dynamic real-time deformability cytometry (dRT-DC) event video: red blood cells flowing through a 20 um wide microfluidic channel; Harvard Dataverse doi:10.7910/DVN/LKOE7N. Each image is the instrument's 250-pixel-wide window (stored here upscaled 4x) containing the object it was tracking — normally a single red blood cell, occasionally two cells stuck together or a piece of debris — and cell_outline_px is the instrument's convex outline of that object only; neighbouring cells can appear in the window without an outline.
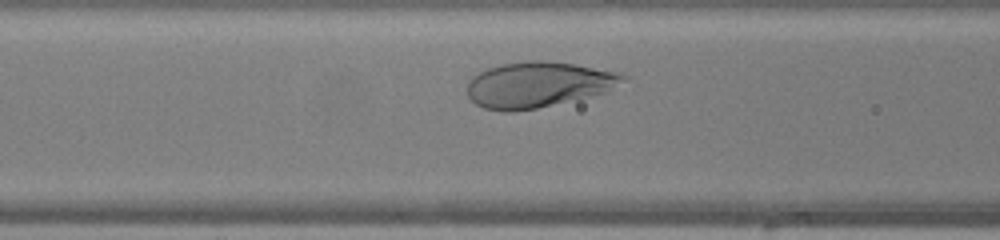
{"species": "human", "species_latin": "Homo sapiens", "temperature_condition": "warm", "stored_images_in_passage": 23, "camera_frame_rate_fps": 3000, "um_per_image_px": 0.085, "donor": {"sex": "female"}, "frame": {"image": 1, "passage_image": 9, "time_ms": 2.667, "image_size_px": [1000, 240], "cell_outline_px": [[628, 80], [608, 92], [536, 108], [512, 112], [504, 112], [484, 108], [476, 104], [468, 96], [468, 80], [472, 76], [488, 68], [500, 64], [524, 60], [548, 60], [576, 64], [624, 72], [628, 76]], "centroid_in_image_um": [45.81, 7.17], "position_along_channel_um": 120.8, "area_um2": 42.08}}
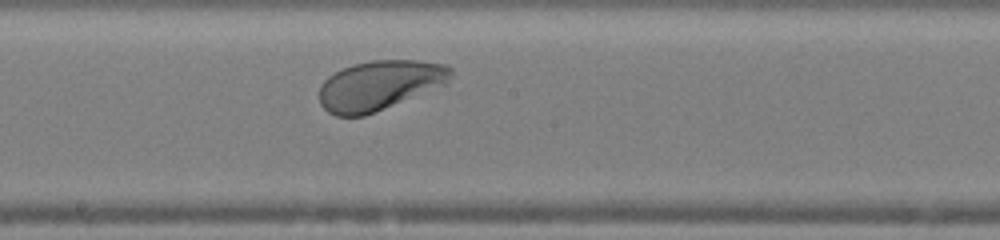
{"frame": {"image": 2, "passage_image": 16, "time_ms": 5.0, "image_size_px": [1000, 240], "cell_outline_px": [[452, 72], [448, 84], [364, 116], [336, 116], [328, 112], [320, 104], [320, 84], [328, 76], [352, 64], [372, 60], [416, 60], [448, 64], [452, 68]], "centroid_in_image_um": [32.28, 7.24], "position_along_channel_um": 215.9, "area_um2": 38.21}}
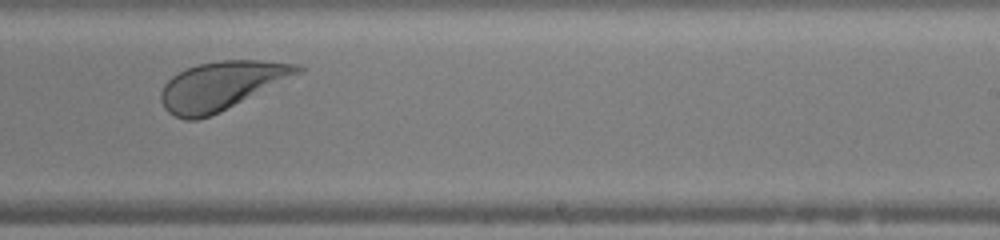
{"frame": {"image": 3, "passage_image": 20, "time_ms": 6.333, "image_size_px": [1000, 240], "cell_outline_px": [[304, 72], [220, 112], [196, 120], [184, 120], [168, 112], [164, 108], [160, 100], [160, 92], [164, 84], [172, 76], [196, 64], [220, 60], [260, 60], [300, 64], [304, 68]], "centroid_in_image_um": [18.84, 7.27], "position_along_channel_um": 270.2, "area_um2": 38.73}}